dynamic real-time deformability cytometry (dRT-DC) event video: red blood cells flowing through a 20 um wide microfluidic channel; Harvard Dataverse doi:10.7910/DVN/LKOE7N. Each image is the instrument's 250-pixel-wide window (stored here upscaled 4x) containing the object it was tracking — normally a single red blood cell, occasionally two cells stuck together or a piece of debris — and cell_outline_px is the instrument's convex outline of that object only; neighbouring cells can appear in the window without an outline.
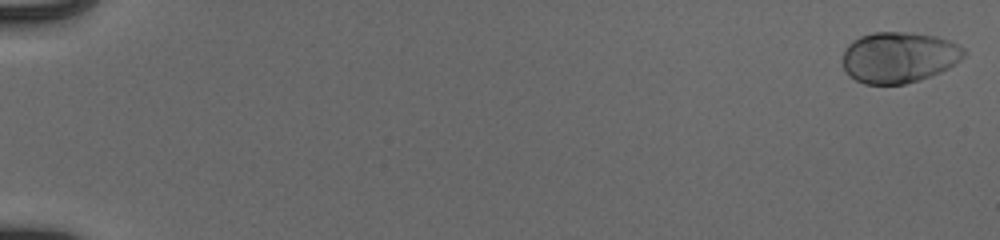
{"species": "human", "species_latin": "Homo sapiens", "temperature_condition": "cold", "stored_images_in_passage": 26, "camera_frame_rate_fps": 3000, "um_per_image_px": 0.085, "donor": {"sex": "male"}, "frame": {"image": 1, "passage_image": 1, "time_ms": 0.0, "image_size_px": [1000, 240], "cell_outline_px": [[968, 52], [960, 60], [948, 68], [940, 72], [920, 80], [904, 84], [864, 84], [848, 76], [844, 68], [844, 48], [852, 40], [860, 36], [872, 32], [912, 32], [936, 36], [948, 40], [964, 48]], "centroid_in_image_um": [76.4, 4.86], "position_along_channel_um": 8.6, "area_um2": 36.24}}
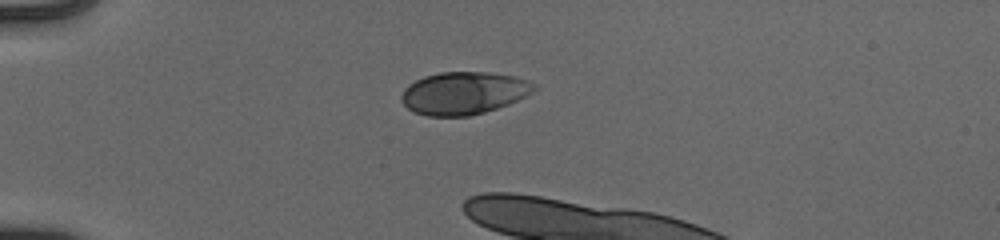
{"frame": {"image": 2, "passage_image": 16, "time_ms": 5.0, "image_size_px": [1000, 240], "cell_outline_px": [[540, 88], [508, 104], [484, 112], [468, 116], [428, 116], [416, 112], [408, 108], [400, 100], [400, 96], [404, 88], [408, 84], [424, 76], [440, 72], [488, 72], [512, 76], [528, 80], [536, 84]], "centroid_in_image_um": [39.41, 7.9], "position_along_channel_um": 45.6, "area_um2": 32.89}}
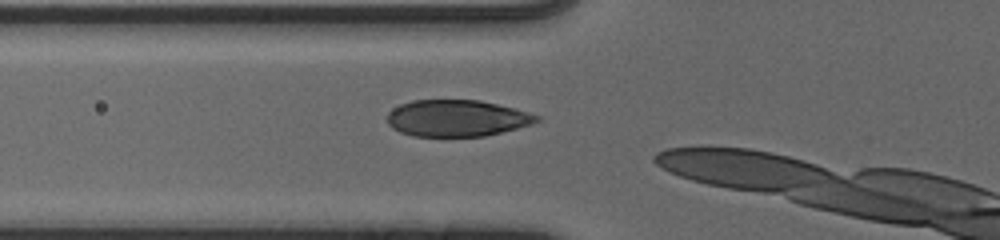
{"frame": {"image": 3, "passage_image": 22, "time_ms": 7.0, "image_size_px": [1000, 240], "cell_outline_px": [[540, 120], [532, 124], [484, 136], [412, 136], [400, 132], [392, 128], [388, 124], [388, 112], [392, 108], [400, 104], [412, 100], [480, 100], [516, 108], [540, 116]], "centroid_in_image_um": [38.82, 10.04], "position_along_channel_um": 87.0, "area_um2": 31.91}}